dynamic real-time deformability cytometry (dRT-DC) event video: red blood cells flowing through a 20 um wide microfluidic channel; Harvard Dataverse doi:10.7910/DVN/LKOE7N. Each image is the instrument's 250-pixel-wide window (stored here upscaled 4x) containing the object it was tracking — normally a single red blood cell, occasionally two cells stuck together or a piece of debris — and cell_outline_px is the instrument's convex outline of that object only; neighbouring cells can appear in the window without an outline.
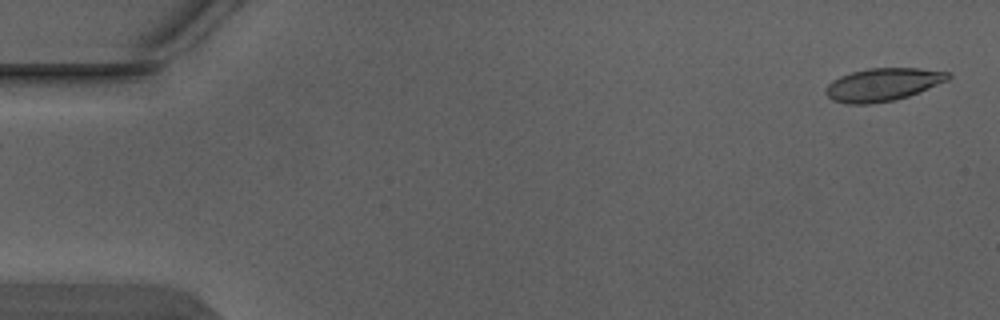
{"species": "Egyptian fruit bat (a non-hibernating species)", "species_latin": "Rousettus aegyptiacus", "temperature_condition": "warm", "stored_images_in_passage": 4, "camera_frame_rate_fps": 3000, "um_per_image_px": 0.085, "animal": {"sex": "male"}, "frame": {"image": 1, "passage_image": 1, "time_ms": 0.0, "image_size_px": [1000, 320], "cell_outline_px": [[952, 76], [948, 80], [908, 96], [896, 100], [868, 104], [844, 104], [832, 100], [824, 92], [824, 88], [832, 80], [840, 76], [852, 72], [868, 68], [920, 68], [952, 72]], "centroid_in_image_um": [75.03, 7.19], "position_along_channel_um": 10.0, "area_um2": 23.64}}
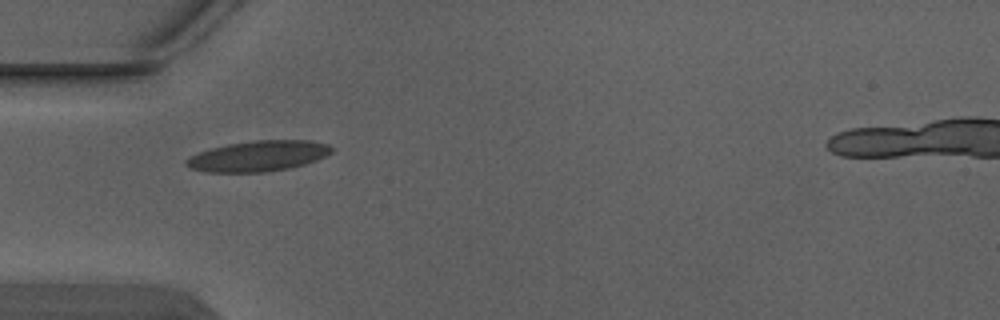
{"frame": {"image": 2, "passage_image": 4, "time_ms": 1.0, "image_size_px": [1000, 320], "cell_outline_px": [[336, 148], [328, 156], [304, 164], [288, 168], [264, 172], [204, 172], [192, 168], [184, 164], [184, 160], [200, 152], [212, 148], [228, 144], [256, 140], [312, 140], [328, 144]], "centroid_in_image_um": [22.01, 13.26], "position_along_channel_um": 63.0, "area_um2": 25.95}}